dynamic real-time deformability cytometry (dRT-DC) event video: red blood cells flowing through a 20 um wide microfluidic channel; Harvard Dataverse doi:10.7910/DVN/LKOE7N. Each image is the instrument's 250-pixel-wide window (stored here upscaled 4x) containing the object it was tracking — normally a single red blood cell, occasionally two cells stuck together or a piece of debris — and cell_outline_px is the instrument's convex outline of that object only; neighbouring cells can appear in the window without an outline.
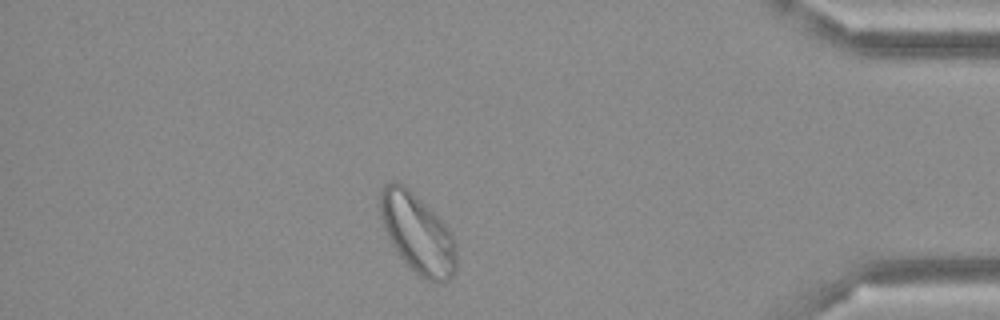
{"species": "Egyptian fruit bat (a non-hibernating species)", "species_latin": "Rousettus aegyptiacus", "temperature_condition": "cold", "stored_images_in_passage": 45, "camera_frame_rate_fps": 3000, "um_per_image_px": 0.085, "frame": {"image": 1, "passage_image": 39, "time_ms": 12.667, "image_size_px": [1000, 320], "cell_outline_px": [[456, 272], [444, 284], [436, 284], [424, 280], [412, 272], [408, 268], [396, 252], [380, 220], [376, 196], [380, 188], [384, 184], [396, 180], [404, 184], [448, 228], [452, 236], [456, 248]], "centroid_in_image_um": [35.43, 19.87], "position_along_channel_um": 399.8, "area_um2": 36.13}}